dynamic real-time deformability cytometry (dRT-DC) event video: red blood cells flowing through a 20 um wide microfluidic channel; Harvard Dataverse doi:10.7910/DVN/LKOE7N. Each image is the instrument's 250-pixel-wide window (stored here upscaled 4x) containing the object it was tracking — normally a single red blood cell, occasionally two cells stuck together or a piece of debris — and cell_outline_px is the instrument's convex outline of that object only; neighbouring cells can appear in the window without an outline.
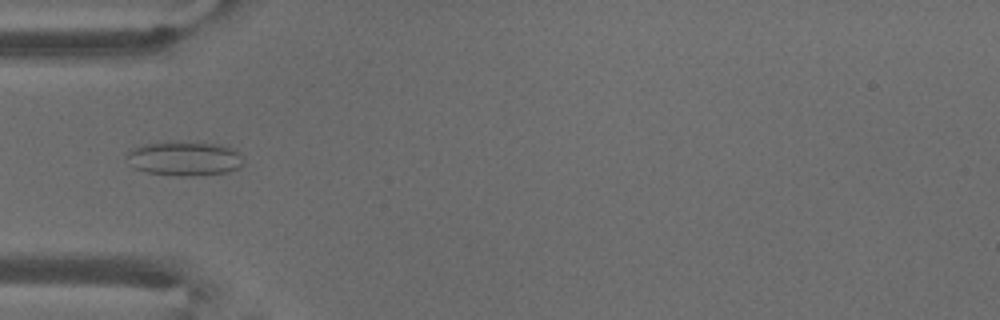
{"species": "common noctule bat (a hibernating species)", "species_latin": "Nyctalus noctula", "temperature_condition": "warm", "stored_images_in_passage": 6, "camera_frame_rate_fps": 3000, "um_per_image_px": 0.085, "animal": {"sex": "male", "body_mass_g": 18.8}, "frame": {"image": 1, "passage_image": 5, "time_ms": 1.333, "image_size_px": [1000, 320], "cell_outline_px": [[244, 164], [240, 168], [228, 172], [188, 176], [176, 176], [148, 172], [136, 168], [128, 164], [124, 156], [132, 148], [144, 144], [220, 144], [232, 148], [244, 160]], "centroid_in_image_um": [15.67, 13.52], "position_along_channel_um": 69.3, "area_um2": 22.72}}